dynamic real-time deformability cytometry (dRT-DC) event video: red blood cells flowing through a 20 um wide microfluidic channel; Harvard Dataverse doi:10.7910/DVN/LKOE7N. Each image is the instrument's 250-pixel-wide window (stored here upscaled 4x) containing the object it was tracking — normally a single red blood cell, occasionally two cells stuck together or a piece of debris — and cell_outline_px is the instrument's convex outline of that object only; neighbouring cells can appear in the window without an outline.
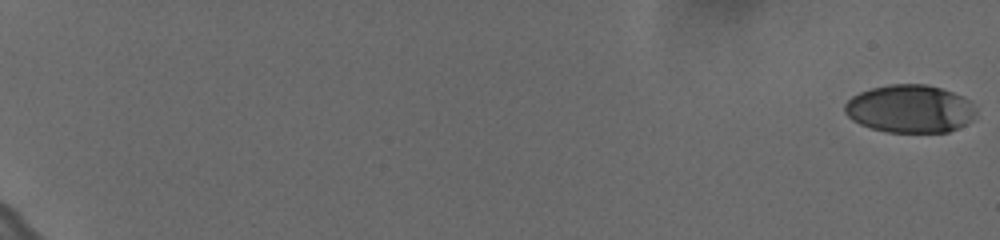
{"species": "human", "species_latin": "Homo sapiens", "temperature_condition": "cold", "stored_images_in_passage": 61, "camera_frame_rate_fps": 3000, "um_per_image_px": 0.085, "donor": {"sex": "female"}, "frame": {"image": 1, "passage_image": 1, "time_ms": 0.0, "image_size_px": [1000, 240], "cell_outline_px": [[976, 112], [964, 124], [948, 132], [888, 132], [872, 128], [860, 124], [852, 120], [844, 112], [844, 104], [852, 96], [860, 92], [872, 88], [888, 84], [924, 84], [940, 88], [952, 92], [968, 100]], "centroid_in_image_um": [77.28, 9.24], "position_along_channel_um": 7.7, "area_um2": 36.18}}
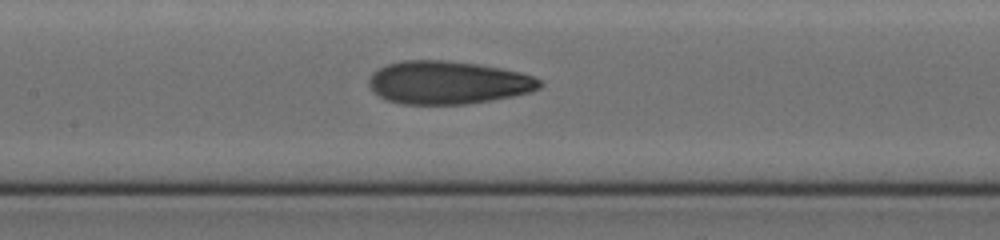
{"frame": {"image": 2, "passage_image": 34, "time_ms": 11.0, "image_size_px": [1000, 240], "cell_outline_px": [[544, 84], [540, 88], [528, 92], [512, 96], [492, 100], [464, 104], [400, 104], [384, 100], [372, 92], [368, 84], [368, 76], [376, 68], [388, 64], [404, 60], [448, 60], [476, 64], [500, 68], [520, 72], [532, 76], [540, 80]], "centroid_in_image_um": [38.0, 7.02], "position_along_channel_um": 169.4, "area_um2": 43.18}}
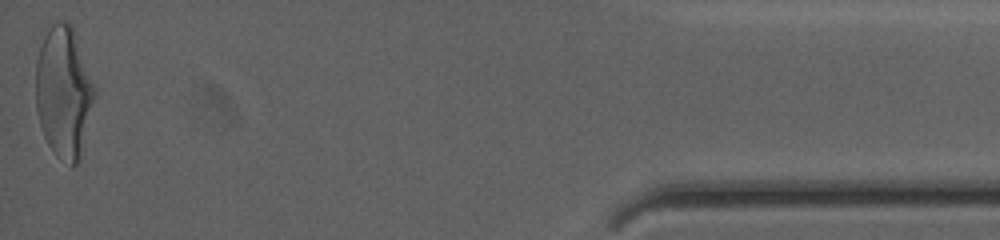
{"frame": {"image": 3, "passage_image": 61, "time_ms": 20.0, "image_size_px": [1000, 240], "cell_outline_px": [[96, 92], [80, 160], [72, 168], [56, 156], [48, 144], [44, 136], [36, 112], [36, 60], [44, 36], [48, 28], [56, 20], [72, 24], [96, 88]], "centroid_in_image_um": [5.42, 7.85], "position_along_channel_um": 429.8, "area_um2": 45.32}, "authors_computed_cell_mechanics": {"area_um2": 40.8646, "velocity_mm_per_s": 3.6368, "shape_relaxation_time_tau1_ms": 6.0438, "shape_relaxation_time_tau2_ms": 1.4958, "deformation_change_tau1": 0.2152, "deformation_change_tau2": 0.0915}}